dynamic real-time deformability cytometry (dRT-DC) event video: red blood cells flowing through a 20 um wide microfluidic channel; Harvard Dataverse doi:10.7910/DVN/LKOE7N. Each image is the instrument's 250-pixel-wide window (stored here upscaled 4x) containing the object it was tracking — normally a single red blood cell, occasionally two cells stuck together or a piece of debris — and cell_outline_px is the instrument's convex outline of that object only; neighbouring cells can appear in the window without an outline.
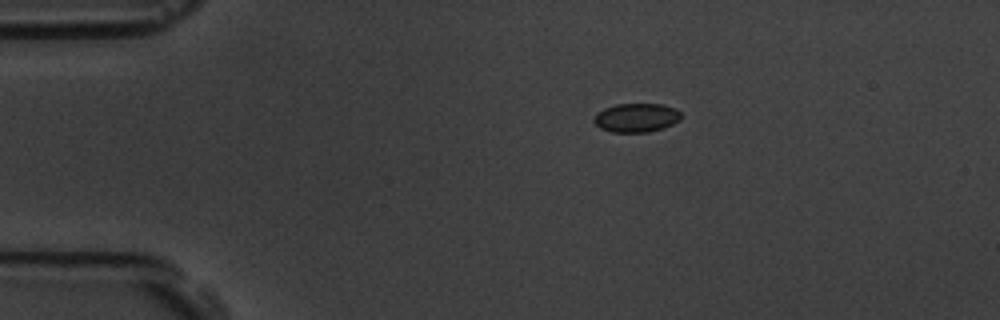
{"species": "common noctule bat (a hibernating species)", "species_latin": "Nyctalus noctula", "temperature_condition": "room temperature", "stored_images_in_passage": 4, "camera_frame_rate_fps": 3000, "um_per_image_px": 0.085, "animal": {"sex": "male", "body_mass_g": 19.5, "forearm_length_mm": 54.6}, "frame": {"image": 1, "passage_image": 1, "time_ms": 0.0, "image_size_px": [1000, 320], "cell_outline_px": [[680, 120], [664, 128], [648, 132], [612, 132], [600, 128], [592, 120], [596, 112], [604, 108], [616, 104], [660, 104], [676, 108], [680, 112]], "centroid_in_image_um": [54.07, 10.0], "position_along_channel_um": 30.9, "area_um2": 14.74}}
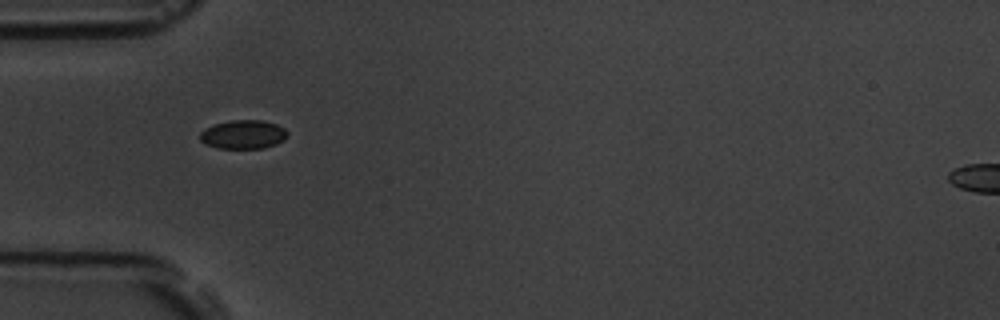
{"frame": {"image": 2, "passage_image": 3, "time_ms": 2.333, "image_size_px": [1000, 320], "cell_outline_px": [[288, 136], [284, 140], [276, 144], [264, 148], [216, 148], [204, 144], [200, 140], [200, 132], [204, 128], [212, 124], [232, 120], [260, 120], [276, 124], [284, 128], [288, 132]], "centroid_in_image_um": [20.65, 11.43], "position_along_channel_um": 64.3, "area_um2": 14.85}}
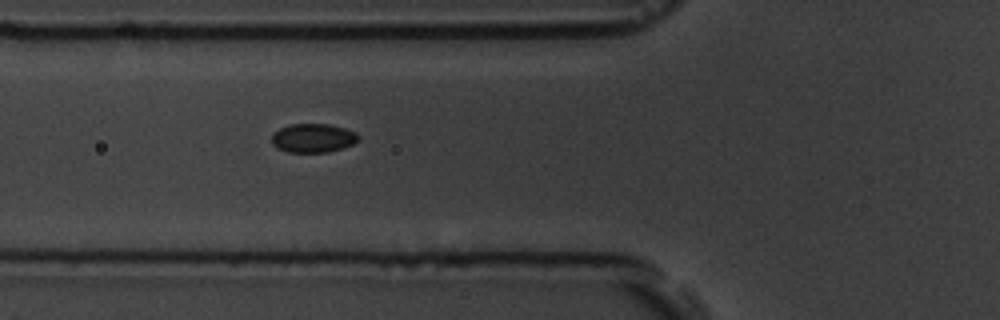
{"frame": {"image": 3, "passage_image": 4, "time_ms": 3.333, "image_size_px": [1000, 320], "cell_outline_px": [[360, 140], [352, 144], [328, 152], [288, 152], [276, 148], [272, 144], [272, 132], [288, 124], [328, 124], [344, 128], [356, 132], [360, 136]], "centroid_in_image_um": [26.59, 11.73], "position_along_channel_um": 99.2, "area_um2": 14.68}}